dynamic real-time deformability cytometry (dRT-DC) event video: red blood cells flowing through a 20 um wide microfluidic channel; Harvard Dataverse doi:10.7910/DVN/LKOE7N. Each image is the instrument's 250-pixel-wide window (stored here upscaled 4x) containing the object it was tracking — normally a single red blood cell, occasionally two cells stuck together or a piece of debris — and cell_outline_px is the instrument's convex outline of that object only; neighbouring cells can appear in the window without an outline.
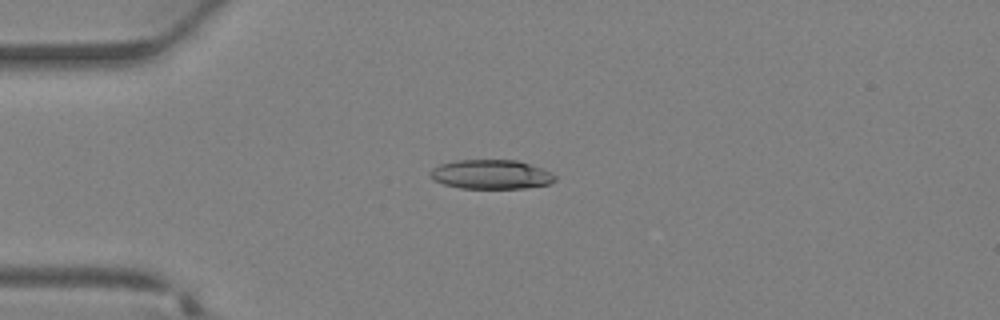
{"species": "Egyptian fruit bat (a non-hibernating species)", "species_latin": "Rousettus aegyptiacus", "temperature_condition": "warm", "stored_images_in_passage": 28, "camera_frame_rate_fps": 3000, "um_per_image_px": 0.085, "animal": {"sex": "female"}, "frame": {"image": 1, "passage_image": 1, "time_ms": 0.0, "image_size_px": [1000, 320], "cell_outline_px": [[556, 180], [548, 184], [524, 188], [460, 188], [444, 184], [436, 180], [428, 172], [432, 168], [440, 164], [456, 160], [516, 160], [540, 168], [556, 176]], "centroid_in_image_um": [41.71, 14.82], "position_along_channel_um": 43.3, "area_um2": 20.98}}
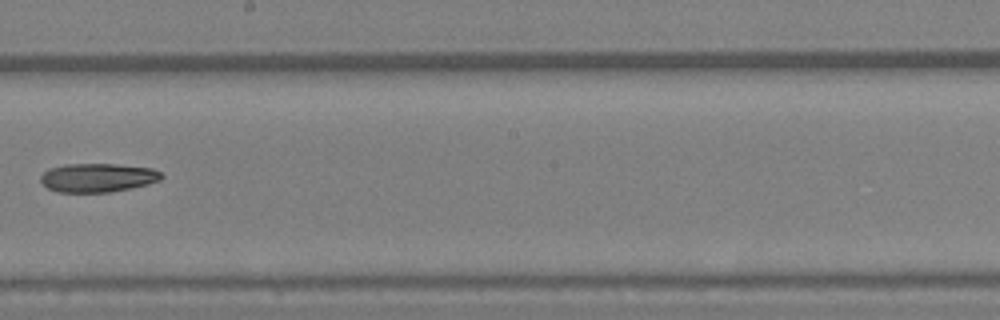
{"frame": {"image": 2, "passage_image": 13, "time_ms": 4.0, "image_size_px": [1000, 320], "cell_outline_px": [[164, 176], [160, 180], [148, 184], [132, 188], [108, 192], [56, 192], [48, 188], [40, 180], [40, 176], [48, 168], [68, 164], [116, 164], [152, 168], [160, 172]], "centroid_in_image_um": [8.31, 15.1], "position_along_channel_um": 239.9, "area_um2": 20.29}}
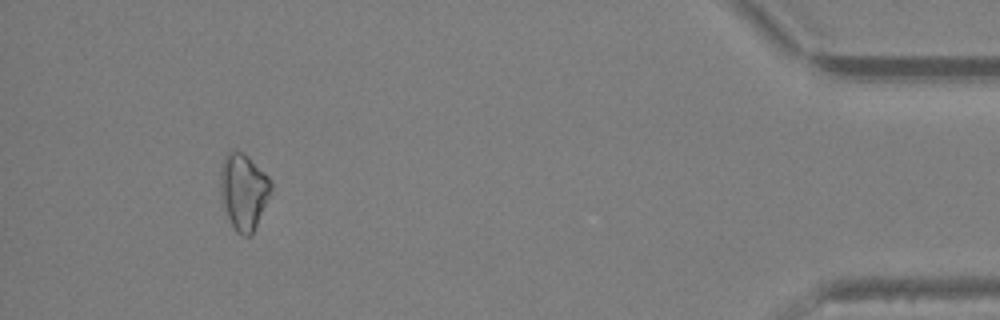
{"frame": {"image": 3, "passage_image": 26, "time_ms": 8.333, "image_size_px": [1000, 320], "cell_outline_px": [[272, 188], [256, 224], [252, 232], [248, 236], [244, 236], [236, 232], [220, 200], [220, 164], [224, 156], [232, 148], [236, 148], [244, 152], [272, 180]], "centroid_in_image_um": [20.66, 16.18], "position_along_channel_um": 414.5, "area_um2": 22.54}}